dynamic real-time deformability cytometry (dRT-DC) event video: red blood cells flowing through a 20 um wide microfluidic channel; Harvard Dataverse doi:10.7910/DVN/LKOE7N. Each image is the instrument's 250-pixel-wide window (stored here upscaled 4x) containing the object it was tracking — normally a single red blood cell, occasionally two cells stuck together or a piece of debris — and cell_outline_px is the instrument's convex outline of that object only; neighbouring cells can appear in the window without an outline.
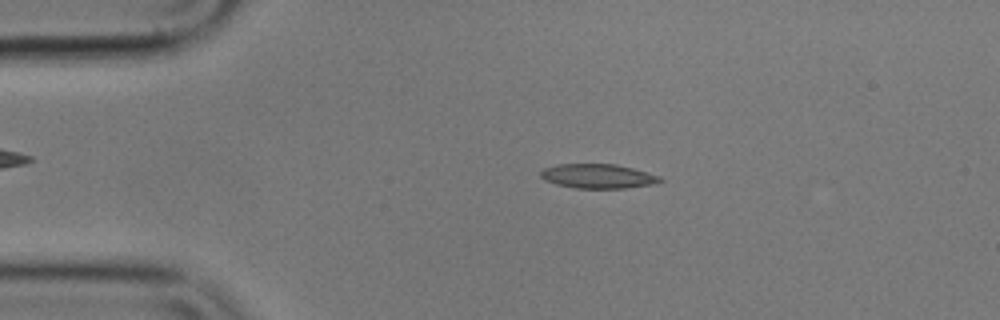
{"species": "common noctule bat (a hibernating species)", "species_latin": "Nyctalus noctula", "temperature_condition": "cold", "stored_images_in_passage": 54, "camera_frame_rate_fps": 3000, "um_per_image_px": 0.085, "animal": {"sex": "male", "body_mass_g": 17.9}, "frame": {"image": 1, "passage_image": 10, "time_ms": 3.0, "image_size_px": [1000, 320], "cell_outline_px": [[664, 180], [652, 184], [624, 188], [576, 188], [556, 184], [544, 180], [540, 176], [540, 172], [544, 168], [556, 164], [616, 164], [632, 168], [660, 176]], "centroid_in_image_um": [50.79, 14.97], "position_along_channel_um": 34.2, "area_um2": 16.88}}
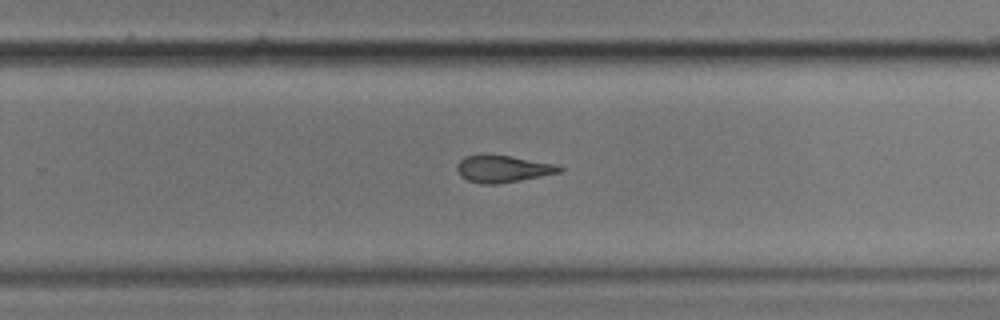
{"frame": {"image": 2, "passage_image": 34, "time_ms": 11.0, "image_size_px": [1000, 320], "cell_outline_px": [[564, 168], [560, 172], [520, 180], [496, 184], [480, 184], [468, 180], [460, 176], [456, 168], [456, 164], [464, 156], [484, 152], [512, 156], [556, 164]], "centroid_in_image_um": [42.68, 14.31], "position_along_channel_um": 287.1, "area_um2": 16.53}}
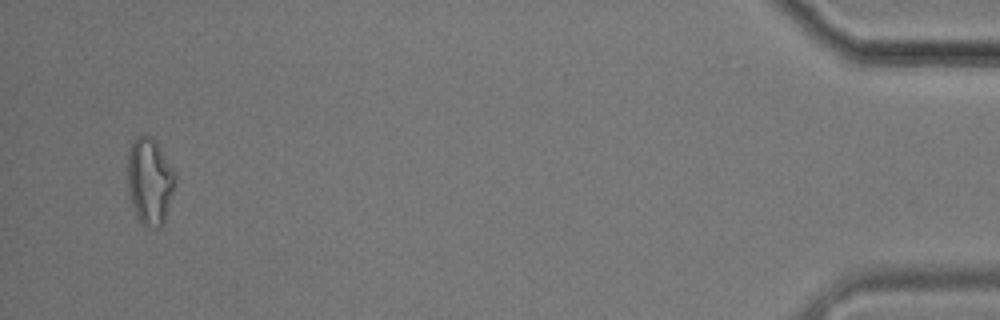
{"frame": {"image": 3, "passage_image": 52, "time_ms": 17.0, "image_size_px": [1000, 320], "cell_outline_px": [[176, 180], [164, 220], [160, 228], [144, 228], [136, 216], [128, 192], [128, 156], [132, 140], [136, 136], [152, 136], [172, 168], [176, 176]], "centroid_in_image_um": [12.71, 15.43], "position_along_channel_um": 422.5, "area_um2": 23.87}, "authors_computed_cell_mechanics": {"area_um2": 16.9643, "velocity_mm_per_s": 3.6071, "shape_relaxation_time_tau1_ms": 7.7141, "shape_relaxation_time_tau2_ms": 3.8193, "deformation_change_tau1": 0.1811, "deformation_change_tau2": 0.1252}}